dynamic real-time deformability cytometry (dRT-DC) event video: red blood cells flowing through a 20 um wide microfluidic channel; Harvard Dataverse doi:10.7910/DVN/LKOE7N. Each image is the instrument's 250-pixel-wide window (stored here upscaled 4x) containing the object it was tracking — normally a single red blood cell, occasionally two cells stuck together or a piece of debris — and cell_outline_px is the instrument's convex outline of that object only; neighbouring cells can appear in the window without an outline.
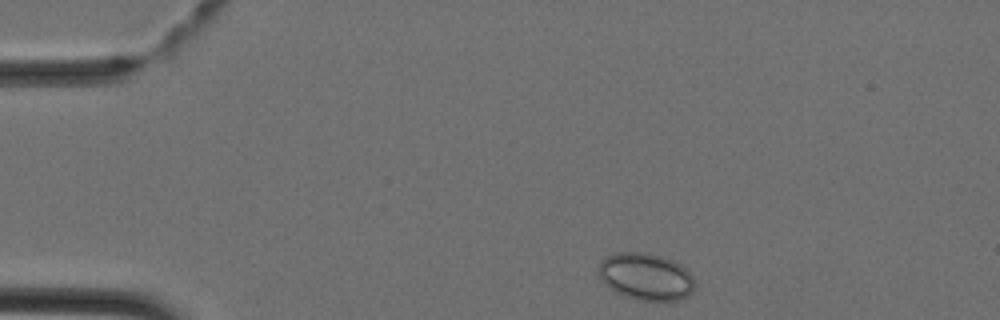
{"species": "Egyptian fruit bat (a non-hibernating species)", "species_latin": "Rousettus aegyptiacus", "temperature_condition": "cold", "stored_images_in_passage": 37, "camera_frame_rate_fps": 3000, "um_per_image_px": 0.085, "animal": {"sex": "female"}, "frame": {"image": 1, "passage_image": 1, "time_ms": 0.0, "image_size_px": [1000, 320], "cell_outline_px": [[696, 284], [692, 292], [688, 296], [680, 300], [640, 300], [624, 296], [616, 292], [604, 284], [600, 280], [596, 272], [600, 260], [612, 252], [644, 252], [660, 256], [680, 264], [692, 276]], "centroid_in_image_um": [54.84, 23.5], "position_along_channel_um": 30.2, "area_um2": 26.7}}
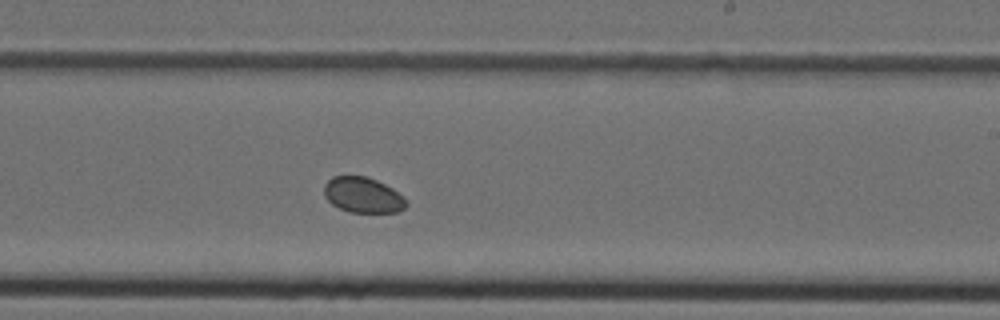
{"frame": {"image": 2, "passage_image": 20, "time_ms": 6.333, "image_size_px": [1000, 320], "cell_outline_px": [[408, 204], [404, 208], [396, 212], [348, 212], [332, 204], [324, 196], [324, 184], [332, 176], [368, 176], [392, 188], [404, 196]], "centroid_in_image_um": [30.84, 16.57], "position_along_channel_um": 258.2, "area_um2": 17.05}}
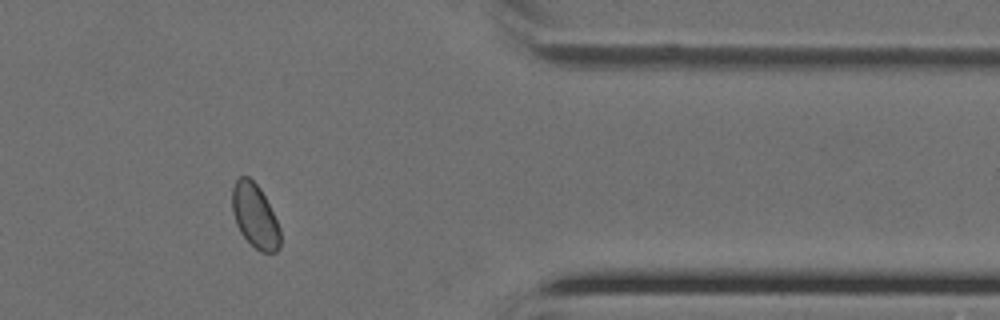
{"frame": {"image": 3, "passage_image": 30, "time_ms": 9.667, "image_size_px": [1000, 320], "cell_outline_px": [[280, 248], [276, 252], [260, 252], [240, 232], [236, 224], [232, 212], [232, 188], [236, 180], [240, 176], [248, 176], [260, 188], [280, 228]], "centroid_in_image_um": [21.66, 18.35], "position_along_channel_um": 389.7, "area_um2": 17.74}}